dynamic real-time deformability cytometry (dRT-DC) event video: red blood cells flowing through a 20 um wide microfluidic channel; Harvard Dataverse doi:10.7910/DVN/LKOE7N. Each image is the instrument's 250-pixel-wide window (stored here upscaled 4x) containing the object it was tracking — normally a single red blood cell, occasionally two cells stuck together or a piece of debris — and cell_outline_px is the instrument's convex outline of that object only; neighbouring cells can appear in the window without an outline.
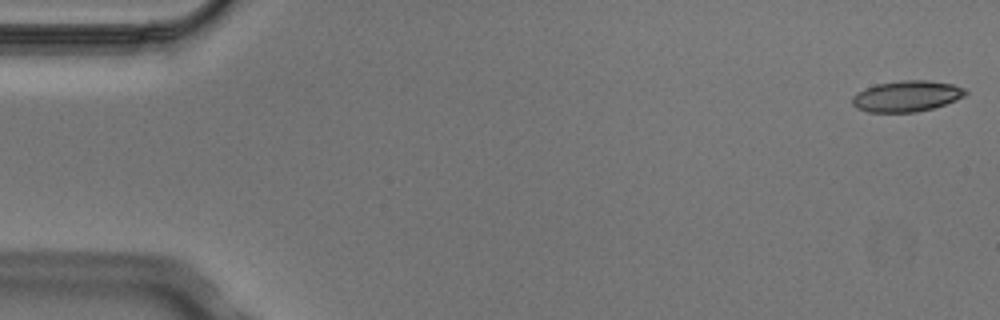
{"species": "Egyptian fruit bat (a non-hibernating species)", "species_latin": "Rousettus aegyptiacus", "temperature_condition": "cold", "stored_images_in_passage": 5, "camera_frame_rate_fps": 3000, "um_per_image_px": 0.085, "animal": {"sex": "male"}, "frame": {"image": 1, "passage_image": 1, "time_ms": 0.0, "image_size_px": [1000, 320], "cell_outline_px": [[968, 92], [964, 96], [956, 100], [932, 108], [916, 112], [868, 112], [856, 108], [852, 104], [852, 96], [856, 92], [864, 88], [876, 84], [904, 80], [924, 80], [952, 84], [964, 88]], "centroid_in_image_um": [77.03, 8.17], "position_along_channel_um": 8.0, "area_um2": 20.4}}
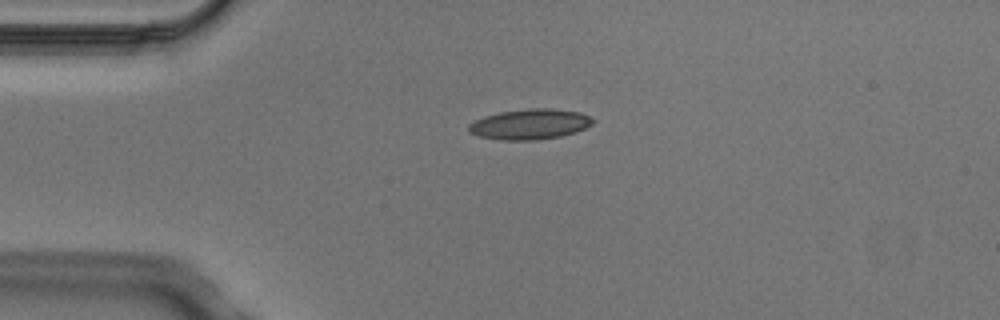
{"frame": {"image": 2, "passage_image": 4, "time_ms": 1.0, "image_size_px": [1000, 320], "cell_outline_px": [[596, 120], [592, 124], [576, 132], [560, 136], [536, 140], [500, 140], [480, 136], [468, 132], [468, 124], [484, 116], [500, 112], [528, 108], [552, 108], [580, 112]], "centroid_in_image_um": [45.04, 10.55], "position_along_channel_um": 40.0, "area_um2": 22.02}}